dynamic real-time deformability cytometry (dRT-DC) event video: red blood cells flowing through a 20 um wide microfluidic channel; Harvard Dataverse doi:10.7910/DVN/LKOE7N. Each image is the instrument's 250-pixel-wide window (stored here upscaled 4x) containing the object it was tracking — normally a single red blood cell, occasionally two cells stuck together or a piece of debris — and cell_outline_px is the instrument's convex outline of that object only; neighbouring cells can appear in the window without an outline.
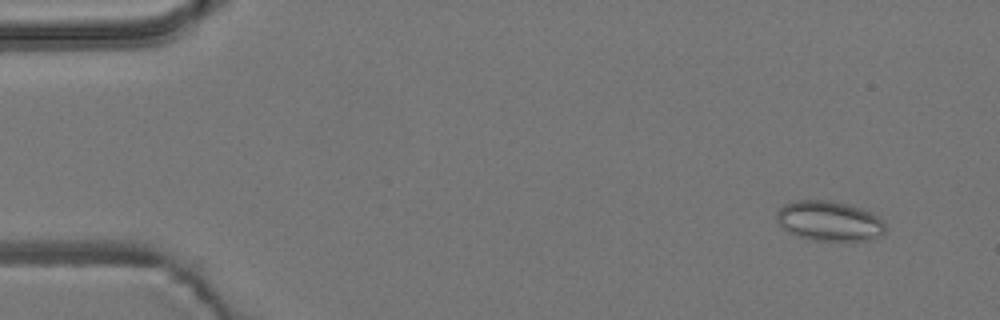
{"species": "common noctule bat (a hibernating species)", "species_latin": "Nyctalus noctula", "temperature_condition": "room temperature", "stored_images_in_passage": 3, "camera_frame_rate_fps": 3000, "um_per_image_px": 0.085, "animal": {"sex": "male", "body_mass_g": 19.2, "forearm_length_mm": 51.8}, "frame": {"image": 1, "passage_image": 1, "time_ms": 0.0, "image_size_px": [1000, 320], "cell_outline_px": [[884, 236], [868, 240], [808, 240], [796, 236], [780, 228], [776, 220], [776, 212], [784, 204], [796, 200], [828, 200], [848, 204], [872, 212], [880, 216], [884, 224]], "centroid_in_image_um": [70.46, 18.79], "position_along_channel_um": 14.5, "area_um2": 25.72}}